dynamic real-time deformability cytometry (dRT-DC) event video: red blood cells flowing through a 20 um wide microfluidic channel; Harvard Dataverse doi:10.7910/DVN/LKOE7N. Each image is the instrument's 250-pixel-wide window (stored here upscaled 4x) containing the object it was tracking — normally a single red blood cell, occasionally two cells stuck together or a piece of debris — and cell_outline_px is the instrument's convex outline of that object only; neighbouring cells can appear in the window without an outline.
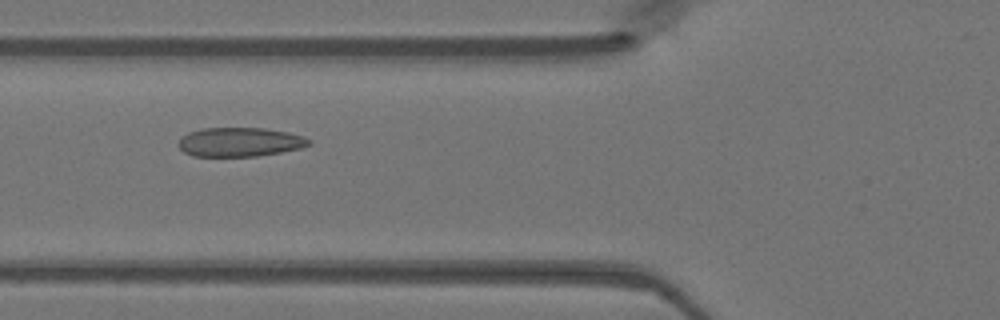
{"species": "Egyptian fruit bat (a non-hibernating species)", "species_latin": "Rousettus aegyptiacus", "temperature_condition": "warm", "stored_images_in_passage": 42, "camera_frame_rate_fps": 3000, "um_per_image_px": 0.085, "animal": {"sex": "female"}, "frame": {"image": 1, "passage_image": 12, "time_ms": 3.667, "image_size_px": [1000, 320], "cell_outline_px": [[312, 144], [300, 148], [280, 152], [256, 156], [192, 156], [184, 152], [176, 144], [180, 136], [188, 132], [200, 128], [264, 128], [288, 132], [304, 136], [312, 140]], "centroid_in_image_um": [20.35, 12.06], "position_along_channel_um": 105.4, "area_um2": 22.37}}
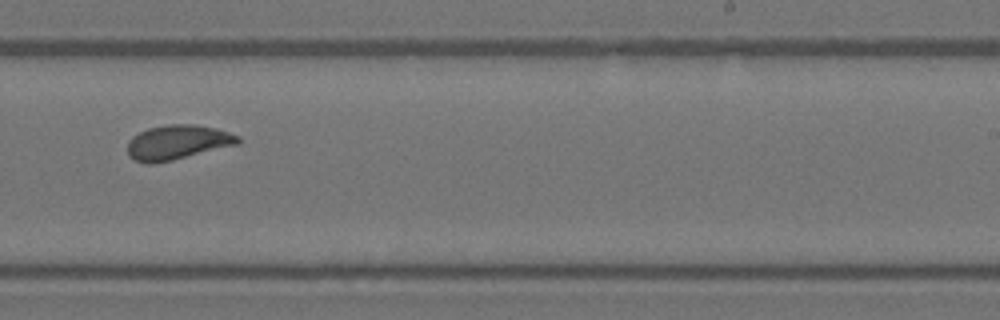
{"frame": {"image": 2, "passage_image": 24, "time_ms": 7.667, "image_size_px": [1000, 320], "cell_outline_px": [[240, 140], [236, 144], [172, 160], [152, 164], [148, 164], [132, 160], [128, 156], [128, 140], [132, 136], [148, 128], [168, 124], [192, 124], [216, 128], [240, 136]], "centroid_in_image_um": [15.03, 12.1], "position_along_channel_um": 274.0, "area_um2": 22.14}}
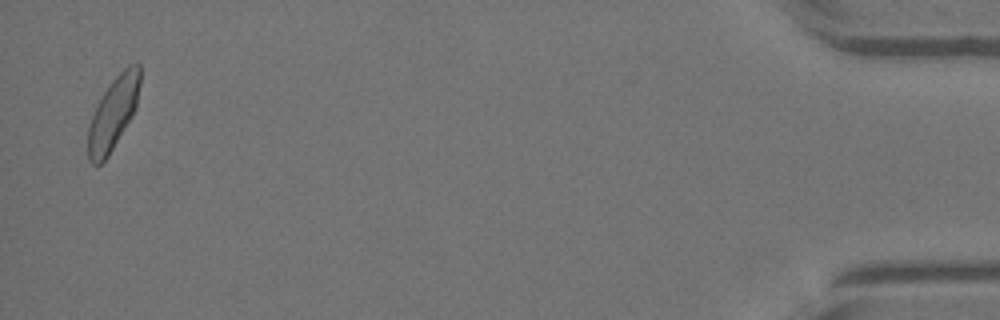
{"frame": {"image": 3, "passage_image": 41, "time_ms": 13.333, "image_size_px": [1000, 320], "cell_outline_px": [[140, 84], [136, 108], [132, 116], [108, 156], [100, 164], [92, 164], [88, 160], [88, 128], [92, 116], [104, 92], [112, 80], [128, 64], [140, 64]], "centroid_in_image_um": [9.63, 9.63], "position_along_channel_um": 425.6, "area_um2": 21.62}}